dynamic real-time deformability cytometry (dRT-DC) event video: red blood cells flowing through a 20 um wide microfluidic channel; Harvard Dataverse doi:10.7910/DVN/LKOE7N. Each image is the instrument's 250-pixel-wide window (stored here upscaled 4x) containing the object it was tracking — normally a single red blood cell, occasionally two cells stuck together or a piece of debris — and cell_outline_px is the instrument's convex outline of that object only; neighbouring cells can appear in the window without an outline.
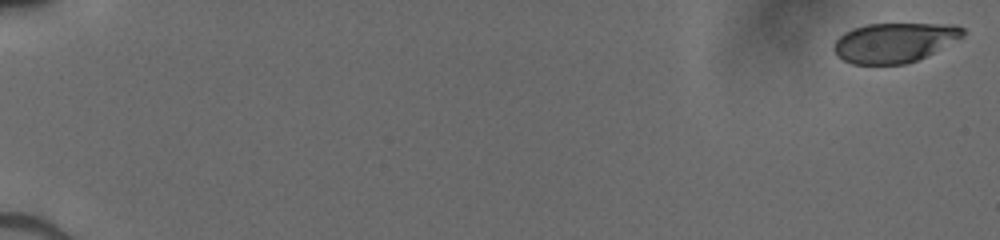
{"species": "human", "species_latin": "Homo sapiens", "temperature_condition": "cold", "stored_images_in_passage": 52, "camera_frame_rate_fps": 3000, "um_per_image_px": 0.085, "donor": {"sex": "male"}, "frame": {"image": 1, "passage_image": 1, "time_ms": 0.0, "image_size_px": [1000, 240], "cell_outline_px": [[964, 36], [916, 60], [904, 64], [852, 64], [836, 56], [832, 48], [836, 40], [844, 32], [852, 28], [868, 24], [952, 24], [964, 28]], "centroid_in_image_um": [75.97, 3.61], "position_along_channel_um": 9.0, "area_um2": 29.59}}
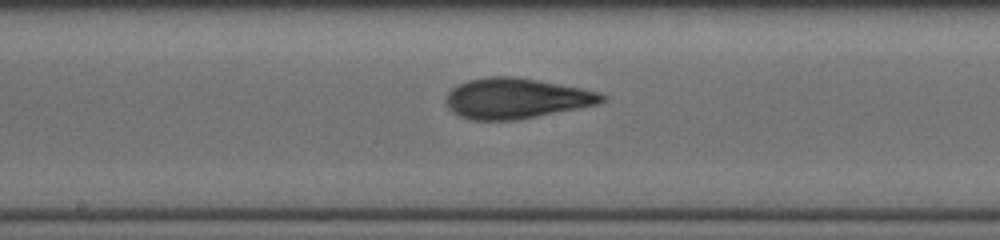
{"frame": {"image": 2, "passage_image": 30, "time_ms": 9.667, "image_size_px": [1000, 240], "cell_outline_px": [[608, 96], [604, 100], [596, 104], [516, 120], [468, 120], [452, 112], [448, 108], [444, 100], [448, 92], [456, 84], [468, 80], [488, 76], [516, 76], [580, 88], [600, 92]], "centroid_in_image_um": [43.8, 8.35], "position_along_channel_um": 204.4, "area_um2": 36.7}}
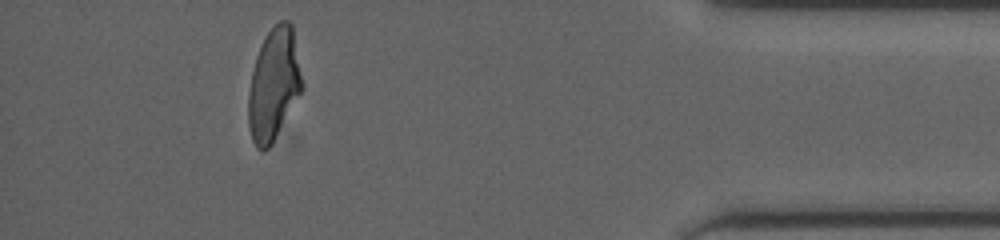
{"frame": {"image": 3, "passage_image": 48, "time_ms": 15.667, "image_size_px": [1000, 240], "cell_outline_px": [[304, 88], [272, 144], [268, 148], [256, 148], [252, 140], [248, 124], [248, 96], [252, 72], [256, 56], [268, 32], [280, 20], [288, 20], [292, 24]], "centroid_in_image_um": [23.28, 7.19], "position_along_channel_um": 411.9, "area_um2": 34.85}}